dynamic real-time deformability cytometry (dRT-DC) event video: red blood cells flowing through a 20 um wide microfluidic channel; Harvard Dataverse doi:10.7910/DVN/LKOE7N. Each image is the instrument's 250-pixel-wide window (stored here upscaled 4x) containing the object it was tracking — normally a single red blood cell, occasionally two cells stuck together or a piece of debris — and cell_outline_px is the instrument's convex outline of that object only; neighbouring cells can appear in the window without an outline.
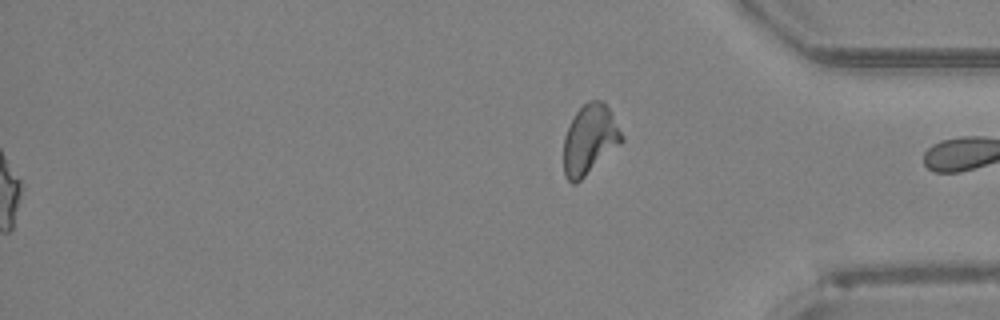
{"species": "Egyptian fruit bat (a non-hibernating species)", "species_latin": "Rousettus aegyptiacus", "temperature_condition": "room temperature", "stored_images_in_passage": 49, "segment_of_instrument_passage": [2, 2], "camera_frame_rate_fps": 3000, "um_per_image_px": 0.085, "animal": {"sex": "female"}, "frame": {"image": 1, "passage_image": 49, "time_ms": 16.0, "image_size_px": [1000, 320], "cell_outline_px": [[624, 140], [620, 144], [576, 184], [572, 184], [564, 176], [564, 136], [576, 112], [588, 100], [604, 100], [612, 112], [624, 136]], "centroid_in_image_um": [50.14, 11.84], "position_along_channel_um": 385.1, "area_um2": 23.58}}